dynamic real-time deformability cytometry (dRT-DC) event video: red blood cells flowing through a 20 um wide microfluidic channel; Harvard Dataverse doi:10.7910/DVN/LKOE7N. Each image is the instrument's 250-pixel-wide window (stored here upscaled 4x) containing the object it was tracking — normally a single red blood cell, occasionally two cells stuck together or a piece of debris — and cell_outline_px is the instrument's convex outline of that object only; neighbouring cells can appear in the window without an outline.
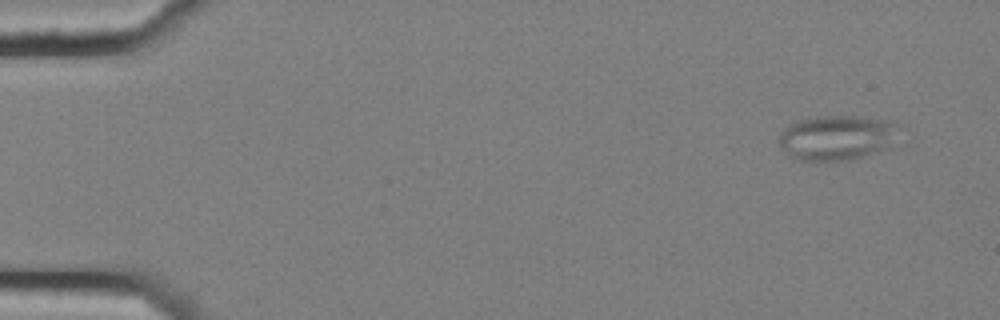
{"species": "common noctule bat (a hibernating species)", "species_latin": "Nyctalus noctula", "temperature_condition": "cold", "stored_images_in_passage": 9, "segment_of_instrument_passage": [1, 2], "camera_frame_rate_fps": 3000, "um_per_image_px": 0.085, "animal": {"sex": "female", "body_mass_g": 25.1}, "frame": {"image": 1, "passage_image": 1, "time_ms": 0.0, "image_size_px": [1000, 320], "cell_outline_px": [[900, 128], [884, 148], [852, 160], [792, 160], [788, 156], [780, 144], [780, 136], [784, 128], [808, 116], [860, 116], [896, 120]], "centroid_in_image_um": [71.11, 11.67], "position_along_channel_um": 13.9, "area_um2": 31.33}}
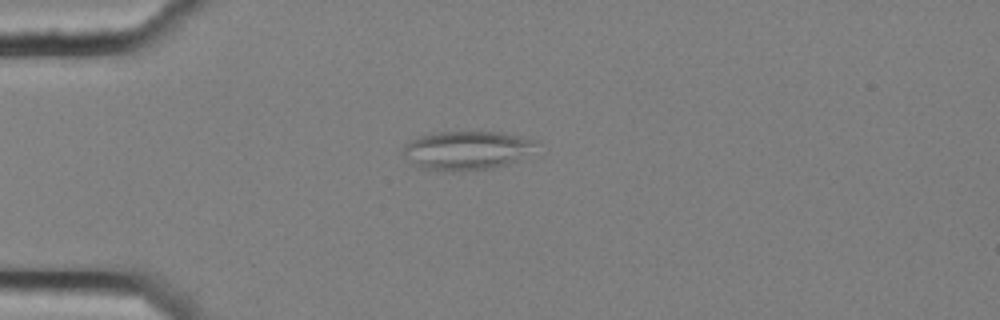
{"frame": {"image": 2, "passage_image": 4, "time_ms": 1.0, "image_size_px": [1000, 320], "cell_outline_px": [[540, 148], [516, 160], [496, 168], [452, 172], [444, 172], [424, 168], [416, 164], [404, 156], [400, 152], [404, 144], [424, 132], [480, 128], [520, 136], [536, 140]], "centroid_in_image_um": [39.67, 12.71], "position_along_channel_um": 45.3, "area_um2": 31.79}}